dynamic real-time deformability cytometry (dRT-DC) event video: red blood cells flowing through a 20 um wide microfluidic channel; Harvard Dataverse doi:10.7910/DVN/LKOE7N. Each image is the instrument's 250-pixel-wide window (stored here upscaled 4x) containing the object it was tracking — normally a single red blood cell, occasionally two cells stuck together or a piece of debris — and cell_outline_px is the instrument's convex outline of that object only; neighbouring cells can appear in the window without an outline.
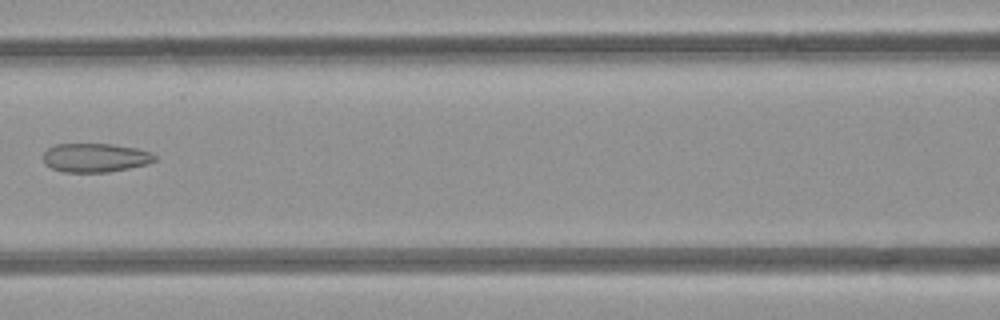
{"species": "common noctule bat (a hibernating species)", "species_latin": "Nyctalus noctula", "temperature_condition": "room temperature", "stored_images_in_passage": 7, "camera_frame_rate_fps": 3000, "um_per_image_px": 0.085, "animal": {"sex": "female", "body_mass_g": 21.9}, "frame": {"image": 1, "passage_image": 6, "time_ms": 5.667, "image_size_px": [1000, 320], "cell_outline_px": [[156, 160], [148, 164], [108, 172], [64, 172], [52, 168], [44, 164], [40, 156], [48, 148], [56, 144], [112, 144], [136, 148], [152, 152], [156, 156]], "centroid_in_image_um": [8.07, 13.4], "position_along_channel_um": 158.5, "area_um2": 18.96}}
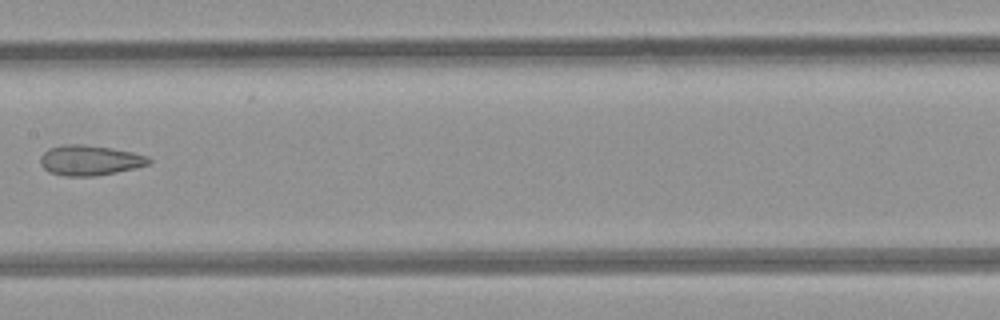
{"frame": {"image": 2, "passage_image": 7, "time_ms": 6.667, "image_size_px": [1000, 320], "cell_outline_px": [[152, 160], [148, 164], [136, 168], [96, 176], [64, 176], [48, 172], [40, 164], [40, 156], [48, 148], [64, 144], [80, 144], [112, 148], [132, 152], [148, 156]], "centroid_in_image_um": [7.61, 13.63], "position_along_channel_um": 199.8, "area_um2": 19.19}}